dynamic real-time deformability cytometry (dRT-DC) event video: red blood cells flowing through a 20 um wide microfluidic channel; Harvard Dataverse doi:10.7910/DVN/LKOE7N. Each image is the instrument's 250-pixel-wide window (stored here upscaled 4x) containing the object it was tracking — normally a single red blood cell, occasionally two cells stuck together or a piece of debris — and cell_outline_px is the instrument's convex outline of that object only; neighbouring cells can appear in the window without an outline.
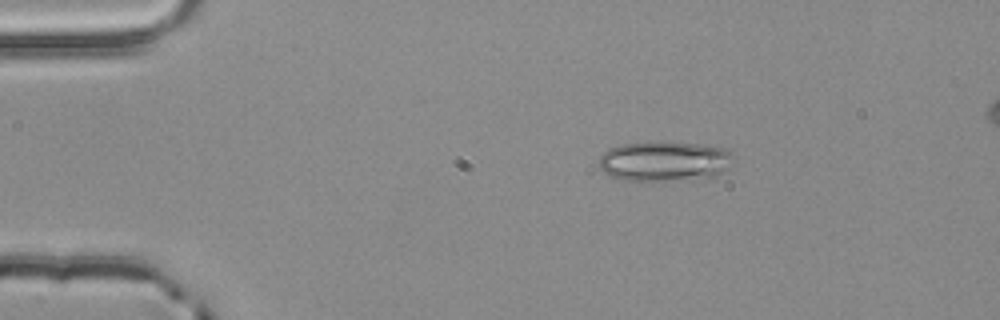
{"species": "common noctule bat (a hibernating species)", "species_latin": "Nyctalus noctula", "temperature_condition": "room temperature", "stored_images_in_passage": 3, "segment_of_instrument_passage": [1, 2], "camera_frame_rate_fps": 3000, "um_per_image_px": 0.085, "animal": {"sex": "male", "body_mass_g": 20.4}, "frame": {"image": 1, "passage_image": 1, "time_ms": 0.0, "image_size_px": [1000, 320], "cell_outline_px": [[732, 164], [728, 168], [712, 176], [664, 180], [624, 180], [608, 176], [600, 168], [600, 156], [608, 148], [624, 144], [652, 140], [664, 140], [696, 144], [724, 148], [732, 156]], "centroid_in_image_um": [56.41, 13.66], "position_along_channel_um": 28.6, "area_um2": 31.27}}